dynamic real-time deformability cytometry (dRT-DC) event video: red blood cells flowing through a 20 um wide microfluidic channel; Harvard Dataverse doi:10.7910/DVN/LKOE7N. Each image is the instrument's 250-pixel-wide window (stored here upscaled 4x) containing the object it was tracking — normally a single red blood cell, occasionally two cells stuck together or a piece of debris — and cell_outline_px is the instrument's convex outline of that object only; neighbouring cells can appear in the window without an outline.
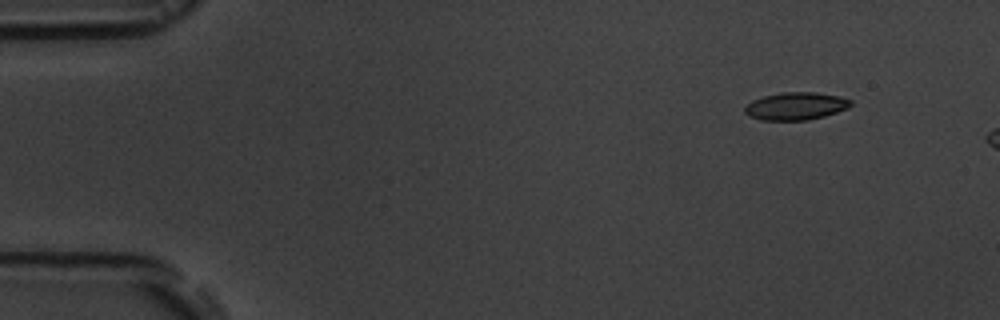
{"species": "common noctule bat (a hibernating species)", "species_latin": "Nyctalus noctula", "temperature_condition": "room temperature", "stored_images_in_passage": 4, "camera_frame_rate_fps": 3000, "um_per_image_px": 0.085, "animal": {"sex": "male", "body_mass_g": 19.5, "forearm_length_mm": 54.6}, "frame": {"image": 1, "passage_image": 2, "time_ms": 1.0, "image_size_px": [1000, 320], "cell_outline_px": [[852, 104], [848, 108], [824, 116], [808, 120], [760, 120], [748, 116], [744, 112], [744, 108], [752, 100], [764, 96], [780, 92], [816, 92], [840, 96], [852, 100]], "centroid_in_image_um": [67.64, 9.01], "position_along_channel_um": 17.4, "area_um2": 17.17}}